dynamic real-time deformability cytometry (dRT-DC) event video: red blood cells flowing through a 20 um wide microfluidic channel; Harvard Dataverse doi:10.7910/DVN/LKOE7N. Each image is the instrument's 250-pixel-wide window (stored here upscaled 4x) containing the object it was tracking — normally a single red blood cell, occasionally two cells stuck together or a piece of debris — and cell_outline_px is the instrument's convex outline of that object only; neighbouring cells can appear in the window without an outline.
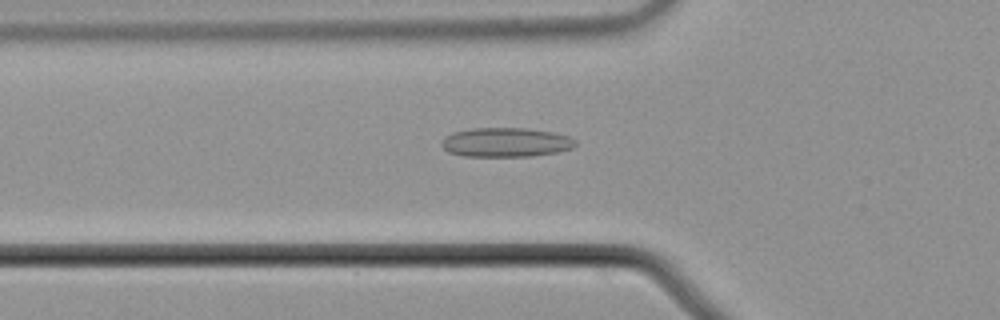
{"species": "common noctule bat (a hibernating species)", "species_latin": "Nyctalus noctula", "temperature_condition": "cold", "stored_images_in_passage": 55, "camera_frame_rate_fps": 3000, "um_per_image_px": 0.085, "animal": {"sex": "male", "body_mass_g": 21.5, "forearm_length_mm": 52.0}, "frame": {"image": 1, "passage_image": 19, "time_ms": 6.0, "image_size_px": [1000, 320], "cell_outline_px": [[576, 144], [572, 148], [556, 152], [532, 156], [464, 156], [448, 152], [444, 148], [444, 136], [452, 132], [472, 128], [528, 128], [552, 132], [568, 136], [576, 140]], "centroid_in_image_um": [43.01, 12.09], "position_along_channel_um": 82.8, "area_um2": 22.72}}
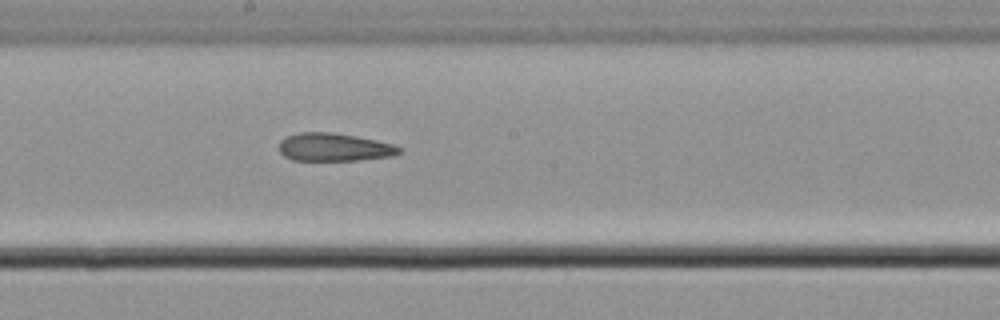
{"frame": {"image": 2, "passage_image": 30, "time_ms": 9.667, "image_size_px": [1000, 320], "cell_outline_px": [[400, 152], [392, 156], [360, 160], [292, 160], [284, 156], [280, 152], [280, 140], [288, 136], [300, 132], [328, 132], [356, 136], [396, 144], [400, 148]], "centroid_in_image_um": [28.41, 12.51], "position_along_channel_um": 219.8, "area_um2": 19.54}}
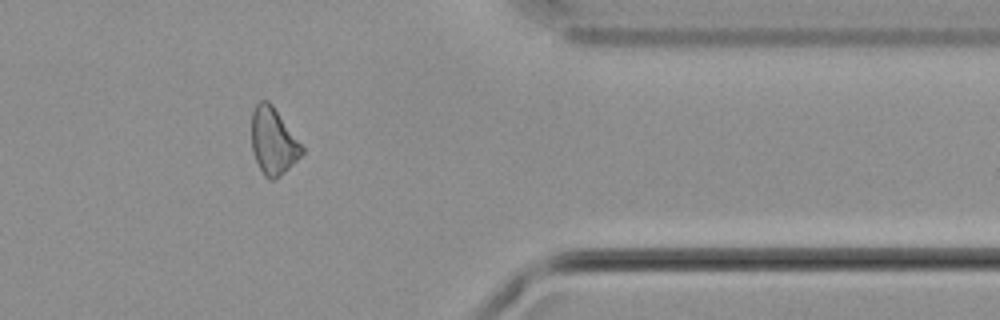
{"frame": {"image": 3, "passage_image": 45, "time_ms": 14.667, "image_size_px": [1000, 320], "cell_outline_px": [[304, 152], [284, 172], [272, 180], [268, 180], [264, 176], [252, 152], [252, 112], [256, 104], [260, 100], [268, 100], [272, 104], [304, 148]], "centroid_in_image_um": [23.2, 11.99], "position_along_channel_um": 388.2, "area_um2": 19.31}, "authors_computed_cell_mechanics": {"area_um2": 20.9814, "velocity_mm_per_s": 3.7289, "shape_relaxation_time_tau1_ms": null, "shape_relaxation_time_tau2_ms": 3.6841, "deformation_change_tau1": null, "deformation_change_tau2": 0.122}}